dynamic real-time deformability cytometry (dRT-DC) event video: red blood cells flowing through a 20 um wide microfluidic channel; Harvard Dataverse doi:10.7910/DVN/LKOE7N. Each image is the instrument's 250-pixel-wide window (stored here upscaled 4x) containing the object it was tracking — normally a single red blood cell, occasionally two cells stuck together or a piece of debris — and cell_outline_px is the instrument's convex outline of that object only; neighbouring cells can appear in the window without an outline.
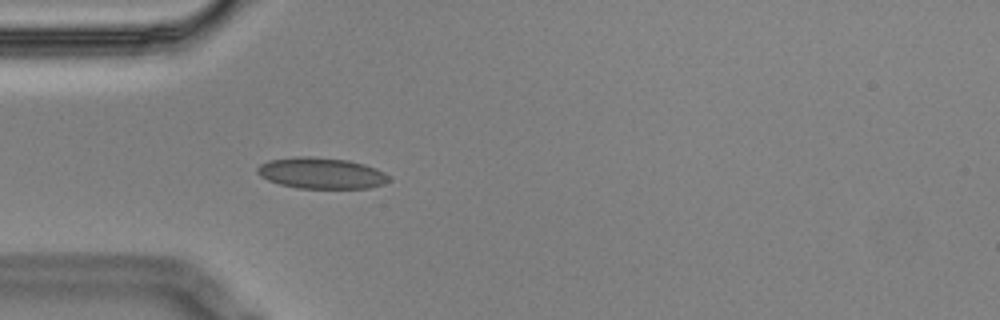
{"species": "Egyptian fruit bat (a non-hibernating species)", "species_latin": "Rousettus aegyptiacus", "temperature_condition": "cold", "stored_images_in_passage": 2, "camera_frame_rate_fps": 3000, "um_per_image_px": 0.085, "animal": {"sex": "male"}, "frame": {"image": 1, "passage_image": 2, "time_ms": 0.333, "image_size_px": [1000, 320], "cell_outline_px": [[392, 180], [384, 184], [368, 188], [296, 188], [280, 184], [268, 180], [260, 176], [256, 172], [256, 168], [260, 164], [268, 160], [296, 156], [312, 156], [348, 160], [364, 164], [376, 168], [384, 172]], "centroid_in_image_um": [27.3, 14.71], "position_along_channel_um": 57.7, "area_um2": 24.04}}